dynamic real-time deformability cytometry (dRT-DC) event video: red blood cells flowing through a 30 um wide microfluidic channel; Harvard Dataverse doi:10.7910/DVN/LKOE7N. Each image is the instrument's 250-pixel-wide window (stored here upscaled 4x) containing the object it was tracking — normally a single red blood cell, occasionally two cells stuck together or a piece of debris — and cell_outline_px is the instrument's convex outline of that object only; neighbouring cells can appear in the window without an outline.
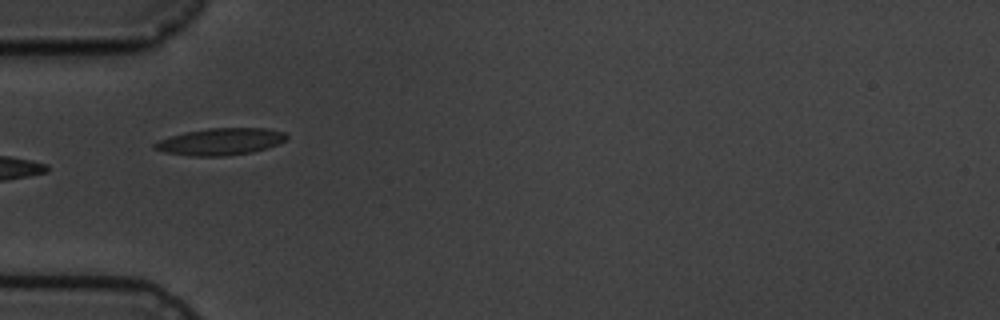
{"species": "common noctule bat (a hibernating species)", "species_latin": "Nyctalus noctula", "temperature_condition": "cold", "stored_images_in_passage": 7, "camera_frame_rate_fps": 3000, "um_per_image_px": 0.085, "animal": {"sex": "male", "body_mass_g": 19.5, "forearm_length_mm": 54.6}, "frame": {"image": 1, "passage_image": 6, "time_ms": 6.0, "image_size_px": [1000, 320], "cell_outline_px": [[288, 136], [284, 140], [276, 144], [252, 152], [224, 156], [192, 156], [164, 152], [152, 148], [152, 144], [160, 140], [184, 132], [208, 128], [268, 128], [284, 132]], "centroid_in_image_um": [18.71, 12.03], "position_along_channel_um": 66.3, "area_um2": 20.52}}
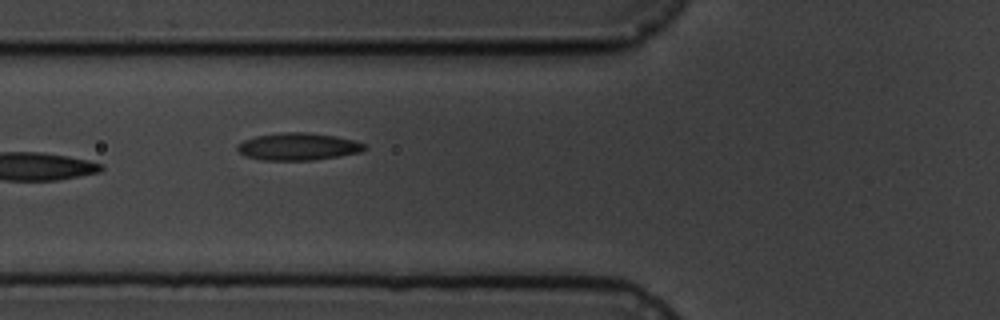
{"frame": {"image": 2, "passage_image": 7, "time_ms": 7.0, "image_size_px": [1000, 320], "cell_outline_px": [[368, 148], [360, 152], [312, 160], [264, 160], [248, 156], [240, 152], [236, 148], [244, 140], [256, 136], [280, 132], [308, 132], [336, 136], [356, 140], [364, 144]], "centroid_in_image_um": [25.38, 12.44], "position_along_channel_um": 100.4, "area_um2": 20.06}}